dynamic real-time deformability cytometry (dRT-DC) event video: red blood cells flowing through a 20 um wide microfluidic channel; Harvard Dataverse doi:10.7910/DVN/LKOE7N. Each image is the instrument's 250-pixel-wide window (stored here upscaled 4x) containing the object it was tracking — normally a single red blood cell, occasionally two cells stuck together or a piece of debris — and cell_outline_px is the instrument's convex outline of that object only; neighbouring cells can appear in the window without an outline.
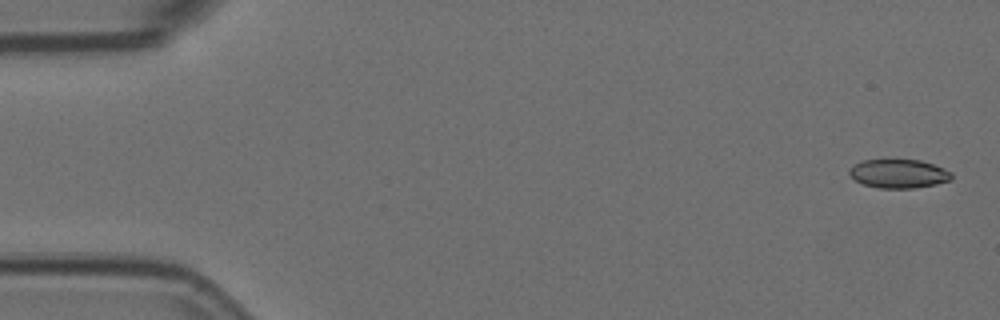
{"species": "Egyptian fruit bat (a non-hibernating species)", "species_latin": "Rousettus aegyptiacus", "temperature_condition": "room temperature", "stored_images_in_passage": 6, "camera_frame_rate_fps": 3000, "um_per_image_px": 0.085, "animal": {"sex": "female"}, "frame": {"image": 1, "passage_image": 1, "time_ms": 0.0, "image_size_px": [1000, 320], "cell_outline_px": [[952, 180], [936, 184], [916, 188], [880, 188], [864, 184], [856, 180], [848, 172], [856, 164], [864, 160], [888, 156], [920, 160], [944, 168], [952, 172]], "centroid_in_image_um": [76.41, 14.71], "position_along_channel_um": 8.6, "area_um2": 17.74}}
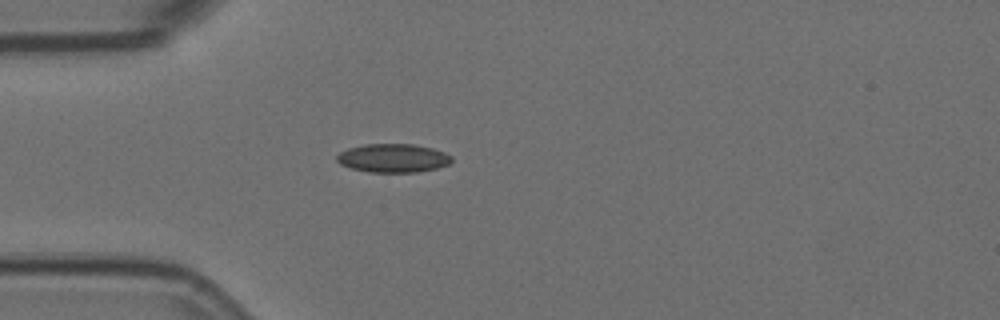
{"frame": {"image": 2, "passage_image": 5, "time_ms": 1.333, "image_size_px": [1000, 320], "cell_outline_px": [[452, 160], [448, 164], [436, 168], [416, 172], [368, 172], [352, 168], [340, 164], [336, 160], [336, 156], [340, 152], [348, 148], [364, 144], [412, 144], [432, 148], [444, 152], [452, 156]], "centroid_in_image_um": [33.39, 13.43], "position_along_channel_um": 51.6, "area_um2": 19.07}}